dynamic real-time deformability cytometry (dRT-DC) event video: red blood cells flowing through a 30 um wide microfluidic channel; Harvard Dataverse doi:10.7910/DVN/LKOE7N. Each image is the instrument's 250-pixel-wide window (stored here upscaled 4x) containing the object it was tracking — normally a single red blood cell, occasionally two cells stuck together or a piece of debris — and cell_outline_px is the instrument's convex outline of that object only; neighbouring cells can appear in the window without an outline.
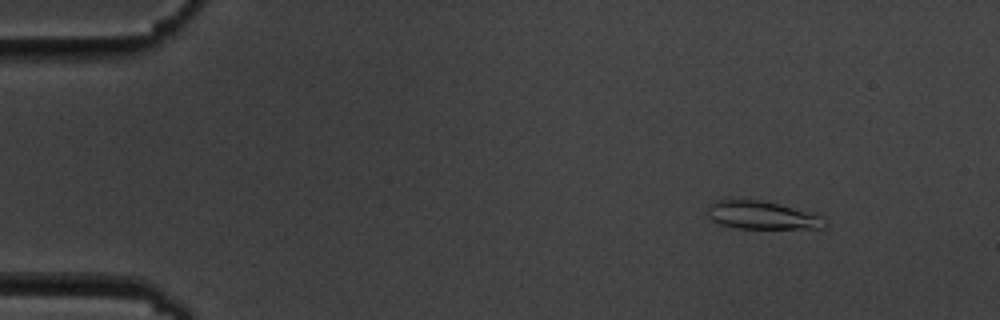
{"species": "common noctule bat (a hibernating species)", "species_latin": "Nyctalus noctula", "temperature_condition": "cold", "stored_images_in_passage": 5, "camera_frame_rate_fps": 3000, "um_per_image_px": 0.085, "animal": {"sex": "male", "body_mass_g": 19.5, "forearm_length_mm": 54.6}, "frame": {"image": 1, "passage_image": 2, "time_ms": 1.0, "image_size_px": [1000, 320], "cell_outline_px": [[828, 224], [820, 228], [736, 228], [720, 224], [712, 220], [708, 216], [708, 204], [716, 200], [760, 200], [812, 212], [824, 216]], "centroid_in_image_um": [64.79, 18.3], "position_along_channel_um": 20.2, "area_um2": 19.13}}